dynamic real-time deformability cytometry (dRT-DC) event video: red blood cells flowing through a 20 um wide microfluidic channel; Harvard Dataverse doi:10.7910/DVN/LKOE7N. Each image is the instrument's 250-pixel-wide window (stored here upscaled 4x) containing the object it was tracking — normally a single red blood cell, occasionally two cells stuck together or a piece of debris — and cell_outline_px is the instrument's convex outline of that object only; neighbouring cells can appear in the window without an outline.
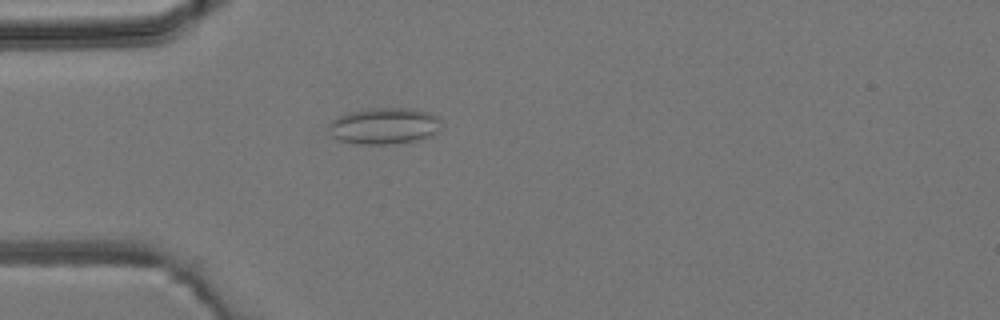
{"species": "common noctule bat (a hibernating species)", "species_latin": "Nyctalus noctula", "temperature_condition": "room temperature", "stored_images_in_passage": 2, "camera_frame_rate_fps": 3000, "um_per_image_px": 0.085, "animal": {"sex": "male", "body_mass_g": 19.2, "forearm_length_mm": 51.8}, "frame": {"image": 1, "passage_image": 2, "time_ms": 1.0, "image_size_px": [1000, 320], "cell_outline_px": [[440, 132], [432, 136], [420, 140], [388, 144], [360, 144], [340, 140], [332, 136], [328, 128], [328, 124], [332, 120], [340, 116], [352, 112], [368, 108], [408, 108], [428, 112], [440, 116]], "centroid_in_image_um": [32.71, 10.71], "position_along_channel_um": 52.3, "area_um2": 24.04}}